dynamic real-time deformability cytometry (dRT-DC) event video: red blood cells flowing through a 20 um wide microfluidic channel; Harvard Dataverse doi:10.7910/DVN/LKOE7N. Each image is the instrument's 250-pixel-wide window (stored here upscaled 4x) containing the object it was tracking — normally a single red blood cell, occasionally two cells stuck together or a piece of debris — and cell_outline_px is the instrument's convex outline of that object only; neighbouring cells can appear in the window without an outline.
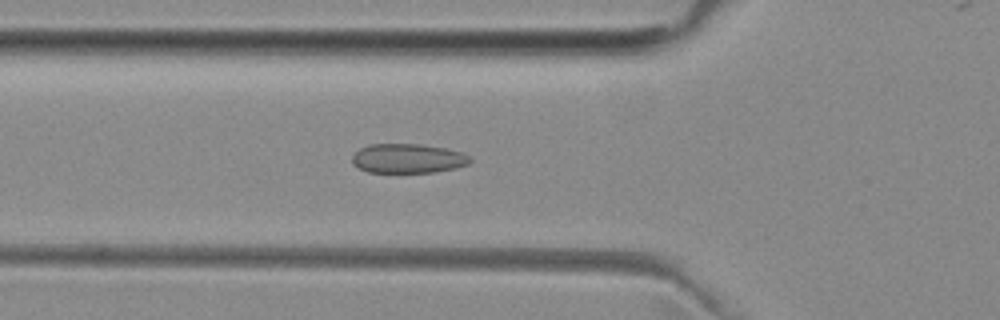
{"species": "common noctule bat (a hibernating species)", "species_latin": "Nyctalus noctula", "temperature_condition": "room temperature", "stored_images_in_passage": 51, "camera_frame_rate_fps": 3000, "um_per_image_px": 0.085, "animal": {"sex": "female", "body_mass_g": 29.2, "forearm_length_mm": 56.3}, "frame": {"image": 1, "passage_image": 18, "time_ms": 5.667, "image_size_px": [1000, 320], "cell_outline_px": [[472, 160], [468, 164], [456, 168], [436, 172], [368, 172], [352, 164], [352, 156], [360, 148], [368, 144], [420, 144], [448, 148], [472, 156]], "centroid_in_image_um": [34.7, 13.46], "position_along_channel_um": 91.1, "area_um2": 20.35}}
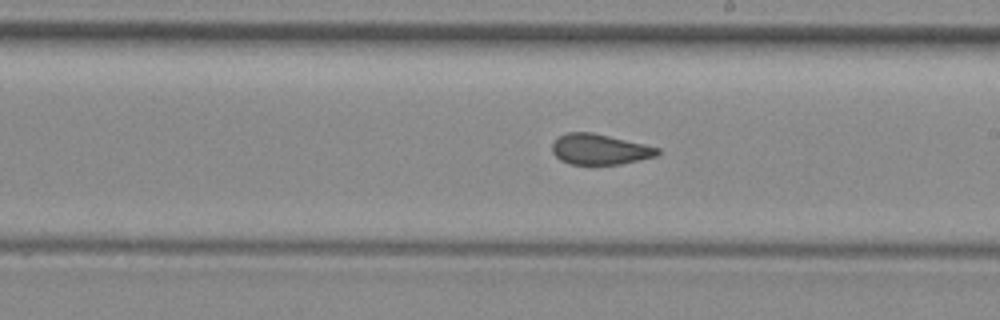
{"frame": {"image": 2, "passage_image": 29, "time_ms": 9.333, "image_size_px": [1000, 320], "cell_outline_px": [[660, 152], [656, 156], [640, 160], [620, 164], [568, 164], [560, 160], [552, 152], [552, 144], [560, 136], [568, 132], [592, 132], [644, 144], [660, 148]], "centroid_in_image_um": [50.98, 12.69], "position_along_channel_um": 238.0, "area_um2": 18.67}}
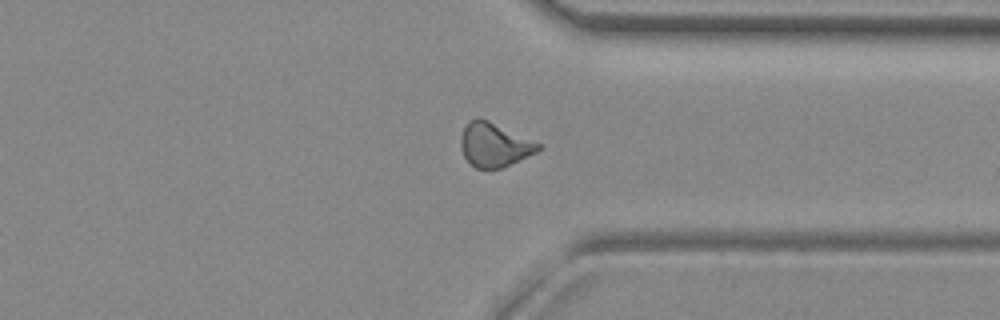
{"frame": {"image": 3, "passage_image": 39, "time_ms": 12.667, "image_size_px": [1000, 320], "cell_outline_px": [[544, 148], [536, 152], [500, 168], [476, 168], [464, 156], [460, 144], [460, 136], [468, 120], [476, 116], [480, 116], [540, 144]], "centroid_in_image_um": [41.98, 12.27], "position_along_channel_um": 369.4, "area_um2": 19.65}, "authors_computed_cell_mechanics": {"area_um2": 19.8832, "velocity_mm_per_s": 4.0008, "shape_relaxation_time_tau1_ms": null, "shape_relaxation_time_tau2_ms": 1.1875, "deformation_change_tau1": null, "deformation_change_tau2": 0.0648}}